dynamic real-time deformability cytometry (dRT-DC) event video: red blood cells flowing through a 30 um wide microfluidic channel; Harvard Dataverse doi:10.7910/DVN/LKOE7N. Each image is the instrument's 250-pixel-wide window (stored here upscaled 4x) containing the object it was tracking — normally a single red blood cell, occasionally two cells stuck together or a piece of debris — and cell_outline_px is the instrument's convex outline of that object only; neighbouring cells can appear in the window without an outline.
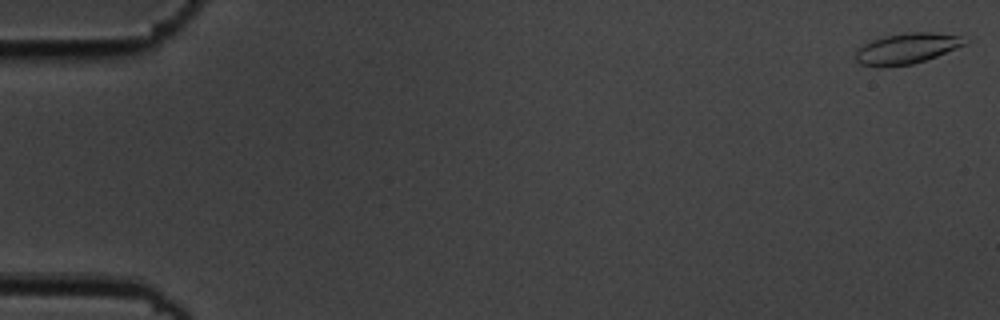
{"species": "common noctule bat (a hibernating species)", "species_latin": "Nyctalus noctula", "temperature_condition": "cold", "stored_images_in_passage": 56, "camera_frame_rate_fps": 3000, "um_per_image_px": 0.085, "animal": {"sex": "male", "body_mass_g": 19.5, "forearm_length_mm": 54.6}, "frame": {"image": 1, "passage_image": 1, "time_ms": 0.0, "image_size_px": [1000, 320], "cell_outline_px": [[972, 40], [968, 44], [936, 56], [912, 64], [860, 64], [856, 60], [856, 52], [864, 44], [872, 40], [888, 36], [908, 32], [932, 32], [960, 36]], "centroid_in_image_um": [77.2, 4.07], "position_along_channel_um": 7.8, "area_um2": 18.79}}
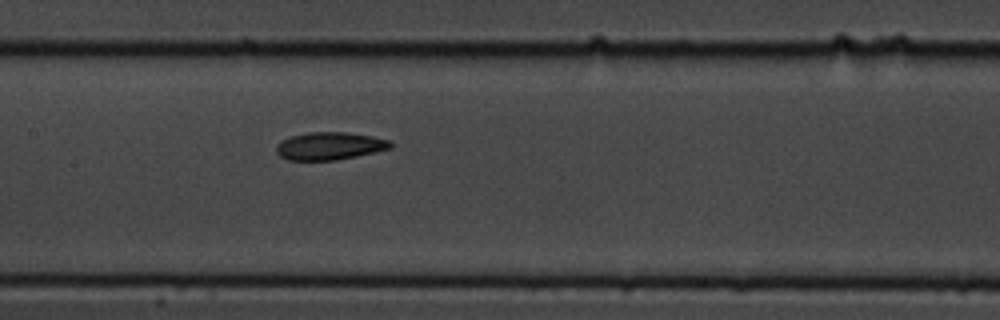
{"frame": {"image": 2, "passage_image": 28, "time_ms": 9.0, "image_size_px": [1000, 320], "cell_outline_px": [[392, 148], [376, 152], [336, 160], [288, 160], [280, 156], [276, 152], [276, 148], [280, 140], [288, 136], [308, 132], [344, 132], [372, 136], [392, 140]], "centroid_in_image_um": [28.02, 12.4], "position_along_channel_um": 179.4, "area_um2": 18.61}}
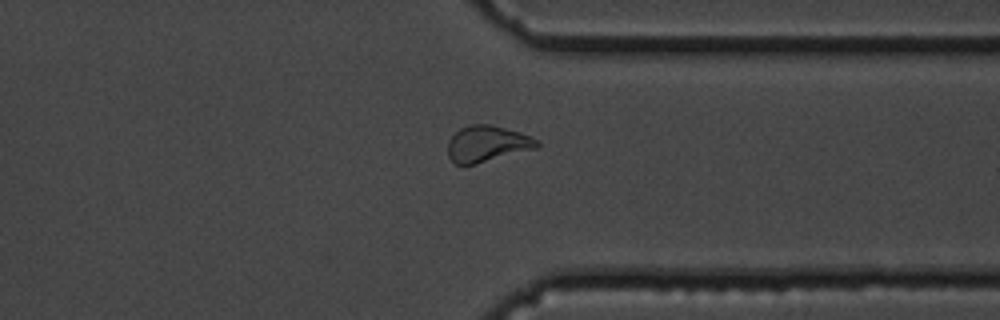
{"frame": {"image": 3, "passage_image": 44, "time_ms": 14.333, "image_size_px": [1000, 320], "cell_outline_px": [[540, 144], [536, 148], [476, 164], [452, 164], [448, 156], [448, 140], [460, 128], [468, 124], [488, 124], [520, 132], [532, 136]], "centroid_in_image_um": [41.37, 12.22], "position_along_channel_um": 370.0, "area_um2": 18.79}, "authors_computed_cell_mechanics": {"area_um2": 18.785, "velocity_mm_per_s": 3.5838, "shape_relaxation_time_tau1_ms": 3.0004, "shape_relaxation_time_tau2_ms": 3.1343, "deformation_change_tau1": 0.1088, "deformation_change_tau2": 0.0944}}